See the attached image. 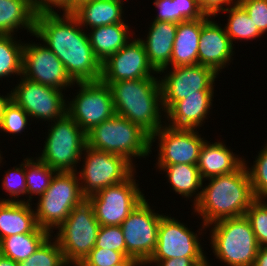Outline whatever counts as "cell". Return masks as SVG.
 Returning <instances> with one entry per match:
<instances>
[{
	"label": "cell",
	"mask_w": 267,
	"mask_h": 266,
	"mask_svg": "<svg viewBox=\"0 0 267 266\" xmlns=\"http://www.w3.org/2000/svg\"><path fill=\"white\" fill-rule=\"evenodd\" d=\"M63 15L37 14L33 35L60 59L74 83L99 81L102 63L93 52L88 34L71 13Z\"/></svg>",
	"instance_id": "1"
},
{
	"label": "cell",
	"mask_w": 267,
	"mask_h": 266,
	"mask_svg": "<svg viewBox=\"0 0 267 266\" xmlns=\"http://www.w3.org/2000/svg\"><path fill=\"white\" fill-rule=\"evenodd\" d=\"M208 179V186L194 196L193 208L203 218V229L222 219L244 216L256 200L245 162L236 171Z\"/></svg>",
	"instance_id": "2"
},
{
	"label": "cell",
	"mask_w": 267,
	"mask_h": 266,
	"mask_svg": "<svg viewBox=\"0 0 267 266\" xmlns=\"http://www.w3.org/2000/svg\"><path fill=\"white\" fill-rule=\"evenodd\" d=\"M104 84L111 90L115 115L139 125L150 136L162 127L160 110L162 108L163 111V107L158 78L121 80Z\"/></svg>",
	"instance_id": "3"
},
{
	"label": "cell",
	"mask_w": 267,
	"mask_h": 266,
	"mask_svg": "<svg viewBox=\"0 0 267 266\" xmlns=\"http://www.w3.org/2000/svg\"><path fill=\"white\" fill-rule=\"evenodd\" d=\"M86 137L90 148L121 155L132 164L133 157H145L152 152L150 135L118 115L95 126Z\"/></svg>",
	"instance_id": "4"
},
{
	"label": "cell",
	"mask_w": 267,
	"mask_h": 266,
	"mask_svg": "<svg viewBox=\"0 0 267 266\" xmlns=\"http://www.w3.org/2000/svg\"><path fill=\"white\" fill-rule=\"evenodd\" d=\"M213 224L210 244L216 258L229 266H253L260 246L246 216Z\"/></svg>",
	"instance_id": "5"
},
{
	"label": "cell",
	"mask_w": 267,
	"mask_h": 266,
	"mask_svg": "<svg viewBox=\"0 0 267 266\" xmlns=\"http://www.w3.org/2000/svg\"><path fill=\"white\" fill-rule=\"evenodd\" d=\"M77 176L76 172H56L50 186L39 197L34 211L36 221L50 234L51 229L58 228L70 212L86 199Z\"/></svg>",
	"instance_id": "6"
},
{
	"label": "cell",
	"mask_w": 267,
	"mask_h": 266,
	"mask_svg": "<svg viewBox=\"0 0 267 266\" xmlns=\"http://www.w3.org/2000/svg\"><path fill=\"white\" fill-rule=\"evenodd\" d=\"M99 229L93 205L86 198L58 227L55 238L69 266H78L94 249Z\"/></svg>",
	"instance_id": "7"
},
{
	"label": "cell",
	"mask_w": 267,
	"mask_h": 266,
	"mask_svg": "<svg viewBox=\"0 0 267 266\" xmlns=\"http://www.w3.org/2000/svg\"><path fill=\"white\" fill-rule=\"evenodd\" d=\"M49 131L38 159L57 172H77L75 166L87 145L86 133L67 113L56 119Z\"/></svg>",
	"instance_id": "8"
},
{
	"label": "cell",
	"mask_w": 267,
	"mask_h": 266,
	"mask_svg": "<svg viewBox=\"0 0 267 266\" xmlns=\"http://www.w3.org/2000/svg\"><path fill=\"white\" fill-rule=\"evenodd\" d=\"M83 169L79 171L82 194L88 198L101 189L124 182L133 173V164L125 157L84 147ZM84 183V184H83Z\"/></svg>",
	"instance_id": "9"
},
{
	"label": "cell",
	"mask_w": 267,
	"mask_h": 266,
	"mask_svg": "<svg viewBox=\"0 0 267 266\" xmlns=\"http://www.w3.org/2000/svg\"><path fill=\"white\" fill-rule=\"evenodd\" d=\"M134 178L133 173L124 182L101 189L87 198L100 226H120L145 199Z\"/></svg>",
	"instance_id": "10"
},
{
	"label": "cell",
	"mask_w": 267,
	"mask_h": 266,
	"mask_svg": "<svg viewBox=\"0 0 267 266\" xmlns=\"http://www.w3.org/2000/svg\"><path fill=\"white\" fill-rule=\"evenodd\" d=\"M160 80L163 111L167 112L177 101L191 95H214L213 83L217 73L205 65L172 67Z\"/></svg>",
	"instance_id": "11"
},
{
	"label": "cell",
	"mask_w": 267,
	"mask_h": 266,
	"mask_svg": "<svg viewBox=\"0 0 267 266\" xmlns=\"http://www.w3.org/2000/svg\"><path fill=\"white\" fill-rule=\"evenodd\" d=\"M80 91L68 102L67 114L87 134L95 126L115 115L109 86L101 80L76 82Z\"/></svg>",
	"instance_id": "12"
},
{
	"label": "cell",
	"mask_w": 267,
	"mask_h": 266,
	"mask_svg": "<svg viewBox=\"0 0 267 266\" xmlns=\"http://www.w3.org/2000/svg\"><path fill=\"white\" fill-rule=\"evenodd\" d=\"M160 215L151 210L144 199L121 223L126 245V257H133L144 265L153 255L158 238Z\"/></svg>",
	"instance_id": "13"
},
{
	"label": "cell",
	"mask_w": 267,
	"mask_h": 266,
	"mask_svg": "<svg viewBox=\"0 0 267 266\" xmlns=\"http://www.w3.org/2000/svg\"><path fill=\"white\" fill-rule=\"evenodd\" d=\"M20 77L21 81L11 91L10 97L30 117L54 122L67 113L62 90L31 81L22 75Z\"/></svg>",
	"instance_id": "14"
},
{
	"label": "cell",
	"mask_w": 267,
	"mask_h": 266,
	"mask_svg": "<svg viewBox=\"0 0 267 266\" xmlns=\"http://www.w3.org/2000/svg\"><path fill=\"white\" fill-rule=\"evenodd\" d=\"M199 238L174 217L163 215L159 223L157 246L148 261L191 258L196 264L206 259Z\"/></svg>",
	"instance_id": "15"
},
{
	"label": "cell",
	"mask_w": 267,
	"mask_h": 266,
	"mask_svg": "<svg viewBox=\"0 0 267 266\" xmlns=\"http://www.w3.org/2000/svg\"><path fill=\"white\" fill-rule=\"evenodd\" d=\"M158 137V165H197L203 138L194 129H176L162 126L150 136V146ZM155 139V140H154Z\"/></svg>",
	"instance_id": "16"
},
{
	"label": "cell",
	"mask_w": 267,
	"mask_h": 266,
	"mask_svg": "<svg viewBox=\"0 0 267 266\" xmlns=\"http://www.w3.org/2000/svg\"><path fill=\"white\" fill-rule=\"evenodd\" d=\"M151 72L157 74L148 61L142 40L135 38L102 62L100 80L103 83H112L155 77Z\"/></svg>",
	"instance_id": "17"
},
{
	"label": "cell",
	"mask_w": 267,
	"mask_h": 266,
	"mask_svg": "<svg viewBox=\"0 0 267 266\" xmlns=\"http://www.w3.org/2000/svg\"><path fill=\"white\" fill-rule=\"evenodd\" d=\"M22 76L59 90L75 84L60 59L45 45L35 43L24 44Z\"/></svg>",
	"instance_id": "18"
},
{
	"label": "cell",
	"mask_w": 267,
	"mask_h": 266,
	"mask_svg": "<svg viewBox=\"0 0 267 266\" xmlns=\"http://www.w3.org/2000/svg\"><path fill=\"white\" fill-rule=\"evenodd\" d=\"M233 56V45L218 23L208 20L201 29L198 47V64L214 69L217 73Z\"/></svg>",
	"instance_id": "19"
},
{
	"label": "cell",
	"mask_w": 267,
	"mask_h": 266,
	"mask_svg": "<svg viewBox=\"0 0 267 266\" xmlns=\"http://www.w3.org/2000/svg\"><path fill=\"white\" fill-rule=\"evenodd\" d=\"M178 24L169 21H153L147 40H142L148 61L157 73H163L170 65Z\"/></svg>",
	"instance_id": "20"
},
{
	"label": "cell",
	"mask_w": 267,
	"mask_h": 266,
	"mask_svg": "<svg viewBox=\"0 0 267 266\" xmlns=\"http://www.w3.org/2000/svg\"><path fill=\"white\" fill-rule=\"evenodd\" d=\"M209 17L205 15L203 18L178 23L170 60L173 67L198 64L201 29Z\"/></svg>",
	"instance_id": "21"
},
{
	"label": "cell",
	"mask_w": 267,
	"mask_h": 266,
	"mask_svg": "<svg viewBox=\"0 0 267 266\" xmlns=\"http://www.w3.org/2000/svg\"><path fill=\"white\" fill-rule=\"evenodd\" d=\"M30 204L12 198L0 200V241L7 236L32 233L38 227Z\"/></svg>",
	"instance_id": "22"
},
{
	"label": "cell",
	"mask_w": 267,
	"mask_h": 266,
	"mask_svg": "<svg viewBox=\"0 0 267 266\" xmlns=\"http://www.w3.org/2000/svg\"><path fill=\"white\" fill-rule=\"evenodd\" d=\"M208 143L204 141L197 164L202 180L236 171L246 162L235 156L222 142Z\"/></svg>",
	"instance_id": "23"
},
{
	"label": "cell",
	"mask_w": 267,
	"mask_h": 266,
	"mask_svg": "<svg viewBox=\"0 0 267 266\" xmlns=\"http://www.w3.org/2000/svg\"><path fill=\"white\" fill-rule=\"evenodd\" d=\"M213 95H191L177 101L165 114L171 122L167 125L176 129H196L209 115Z\"/></svg>",
	"instance_id": "24"
},
{
	"label": "cell",
	"mask_w": 267,
	"mask_h": 266,
	"mask_svg": "<svg viewBox=\"0 0 267 266\" xmlns=\"http://www.w3.org/2000/svg\"><path fill=\"white\" fill-rule=\"evenodd\" d=\"M123 4L115 0H86L79 3L71 14L78 20L81 27L96 28L124 23L122 20Z\"/></svg>",
	"instance_id": "25"
},
{
	"label": "cell",
	"mask_w": 267,
	"mask_h": 266,
	"mask_svg": "<svg viewBox=\"0 0 267 266\" xmlns=\"http://www.w3.org/2000/svg\"><path fill=\"white\" fill-rule=\"evenodd\" d=\"M91 31L88 34L90 45L101 63L131 41L126 23L99 26Z\"/></svg>",
	"instance_id": "26"
},
{
	"label": "cell",
	"mask_w": 267,
	"mask_h": 266,
	"mask_svg": "<svg viewBox=\"0 0 267 266\" xmlns=\"http://www.w3.org/2000/svg\"><path fill=\"white\" fill-rule=\"evenodd\" d=\"M35 17L29 0H0V34L14 35V29L25 27L33 35Z\"/></svg>",
	"instance_id": "27"
},
{
	"label": "cell",
	"mask_w": 267,
	"mask_h": 266,
	"mask_svg": "<svg viewBox=\"0 0 267 266\" xmlns=\"http://www.w3.org/2000/svg\"><path fill=\"white\" fill-rule=\"evenodd\" d=\"M51 234L37 227L32 233L7 236L0 241V254L17 263L29 258Z\"/></svg>",
	"instance_id": "28"
},
{
	"label": "cell",
	"mask_w": 267,
	"mask_h": 266,
	"mask_svg": "<svg viewBox=\"0 0 267 266\" xmlns=\"http://www.w3.org/2000/svg\"><path fill=\"white\" fill-rule=\"evenodd\" d=\"M158 168L166 172L172 189L183 197H192L199 188L203 187L204 180L200 177L197 165H158Z\"/></svg>",
	"instance_id": "29"
},
{
	"label": "cell",
	"mask_w": 267,
	"mask_h": 266,
	"mask_svg": "<svg viewBox=\"0 0 267 266\" xmlns=\"http://www.w3.org/2000/svg\"><path fill=\"white\" fill-rule=\"evenodd\" d=\"M229 12V19L225 31L232 43L233 40H252L262 35L245 9L236 1L232 7H227L222 12Z\"/></svg>",
	"instance_id": "30"
},
{
	"label": "cell",
	"mask_w": 267,
	"mask_h": 266,
	"mask_svg": "<svg viewBox=\"0 0 267 266\" xmlns=\"http://www.w3.org/2000/svg\"><path fill=\"white\" fill-rule=\"evenodd\" d=\"M14 39L12 35L0 34V78L22 75L24 43Z\"/></svg>",
	"instance_id": "31"
},
{
	"label": "cell",
	"mask_w": 267,
	"mask_h": 266,
	"mask_svg": "<svg viewBox=\"0 0 267 266\" xmlns=\"http://www.w3.org/2000/svg\"><path fill=\"white\" fill-rule=\"evenodd\" d=\"M56 172L40 159L36 158V161H34L32 158H26V194L31 196L25 202L29 203L31 201L32 194L41 196L50 186Z\"/></svg>",
	"instance_id": "32"
},
{
	"label": "cell",
	"mask_w": 267,
	"mask_h": 266,
	"mask_svg": "<svg viewBox=\"0 0 267 266\" xmlns=\"http://www.w3.org/2000/svg\"><path fill=\"white\" fill-rule=\"evenodd\" d=\"M49 236L40 247L19 266H67L57 240L51 243Z\"/></svg>",
	"instance_id": "33"
},
{
	"label": "cell",
	"mask_w": 267,
	"mask_h": 266,
	"mask_svg": "<svg viewBox=\"0 0 267 266\" xmlns=\"http://www.w3.org/2000/svg\"><path fill=\"white\" fill-rule=\"evenodd\" d=\"M259 246H267V202L256 199L245 213Z\"/></svg>",
	"instance_id": "34"
},
{
	"label": "cell",
	"mask_w": 267,
	"mask_h": 266,
	"mask_svg": "<svg viewBox=\"0 0 267 266\" xmlns=\"http://www.w3.org/2000/svg\"><path fill=\"white\" fill-rule=\"evenodd\" d=\"M260 151L258 158L254 161V167L248 168L252 191L255 199H265L267 197V144Z\"/></svg>",
	"instance_id": "35"
},
{
	"label": "cell",
	"mask_w": 267,
	"mask_h": 266,
	"mask_svg": "<svg viewBox=\"0 0 267 266\" xmlns=\"http://www.w3.org/2000/svg\"><path fill=\"white\" fill-rule=\"evenodd\" d=\"M29 118L30 116L20 106L10 100L4 108L0 130L10 134L21 133Z\"/></svg>",
	"instance_id": "36"
},
{
	"label": "cell",
	"mask_w": 267,
	"mask_h": 266,
	"mask_svg": "<svg viewBox=\"0 0 267 266\" xmlns=\"http://www.w3.org/2000/svg\"><path fill=\"white\" fill-rule=\"evenodd\" d=\"M94 248L118 251L126 257V245L121 226H100Z\"/></svg>",
	"instance_id": "37"
},
{
	"label": "cell",
	"mask_w": 267,
	"mask_h": 266,
	"mask_svg": "<svg viewBox=\"0 0 267 266\" xmlns=\"http://www.w3.org/2000/svg\"><path fill=\"white\" fill-rule=\"evenodd\" d=\"M14 169V170H13ZM6 171V176L2 182L4 190L9 192L13 198H18L27 193L26 187V159L19 167Z\"/></svg>",
	"instance_id": "38"
},
{
	"label": "cell",
	"mask_w": 267,
	"mask_h": 266,
	"mask_svg": "<svg viewBox=\"0 0 267 266\" xmlns=\"http://www.w3.org/2000/svg\"><path fill=\"white\" fill-rule=\"evenodd\" d=\"M126 257L118 251L94 248L78 266H113Z\"/></svg>",
	"instance_id": "39"
},
{
	"label": "cell",
	"mask_w": 267,
	"mask_h": 266,
	"mask_svg": "<svg viewBox=\"0 0 267 266\" xmlns=\"http://www.w3.org/2000/svg\"><path fill=\"white\" fill-rule=\"evenodd\" d=\"M259 31H267V0H237Z\"/></svg>",
	"instance_id": "40"
},
{
	"label": "cell",
	"mask_w": 267,
	"mask_h": 266,
	"mask_svg": "<svg viewBox=\"0 0 267 266\" xmlns=\"http://www.w3.org/2000/svg\"><path fill=\"white\" fill-rule=\"evenodd\" d=\"M177 24L187 20H196L205 15L200 10L198 0H176Z\"/></svg>",
	"instance_id": "41"
},
{
	"label": "cell",
	"mask_w": 267,
	"mask_h": 266,
	"mask_svg": "<svg viewBox=\"0 0 267 266\" xmlns=\"http://www.w3.org/2000/svg\"><path fill=\"white\" fill-rule=\"evenodd\" d=\"M154 4L160 11L154 21H169L177 23L176 0H155Z\"/></svg>",
	"instance_id": "42"
},
{
	"label": "cell",
	"mask_w": 267,
	"mask_h": 266,
	"mask_svg": "<svg viewBox=\"0 0 267 266\" xmlns=\"http://www.w3.org/2000/svg\"><path fill=\"white\" fill-rule=\"evenodd\" d=\"M35 14L56 13L53 7L61 8L68 13V0H29Z\"/></svg>",
	"instance_id": "43"
},
{
	"label": "cell",
	"mask_w": 267,
	"mask_h": 266,
	"mask_svg": "<svg viewBox=\"0 0 267 266\" xmlns=\"http://www.w3.org/2000/svg\"><path fill=\"white\" fill-rule=\"evenodd\" d=\"M233 3V0H198L200 10L210 18L212 15L215 17L219 11H224L226 8L223 5L232 6L230 4Z\"/></svg>",
	"instance_id": "44"
},
{
	"label": "cell",
	"mask_w": 267,
	"mask_h": 266,
	"mask_svg": "<svg viewBox=\"0 0 267 266\" xmlns=\"http://www.w3.org/2000/svg\"><path fill=\"white\" fill-rule=\"evenodd\" d=\"M156 263L157 266H195L196 263L188 257L170 258L162 261H147L144 265Z\"/></svg>",
	"instance_id": "45"
},
{
	"label": "cell",
	"mask_w": 267,
	"mask_h": 266,
	"mask_svg": "<svg viewBox=\"0 0 267 266\" xmlns=\"http://www.w3.org/2000/svg\"><path fill=\"white\" fill-rule=\"evenodd\" d=\"M253 266H267V246L259 247Z\"/></svg>",
	"instance_id": "46"
},
{
	"label": "cell",
	"mask_w": 267,
	"mask_h": 266,
	"mask_svg": "<svg viewBox=\"0 0 267 266\" xmlns=\"http://www.w3.org/2000/svg\"><path fill=\"white\" fill-rule=\"evenodd\" d=\"M10 100H11L10 93L7 94V96H5V97L3 95L2 96L0 95V127L2 124V117H3V113H4V108Z\"/></svg>",
	"instance_id": "47"
},
{
	"label": "cell",
	"mask_w": 267,
	"mask_h": 266,
	"mask_svg": "<svg viewBox=\"0 0 267 266\" xmlns=\"http://www.w3.org/2000/svg\"><path fill=\"white\" fill-rule=\"evenodd\" d=\"M142 264L133 257H126L121 263L113 266H141Z\"/></svg>",
	"instance_id": "48"
},
{
	"label": "cell",
	"mask_w": 267,
	"mask_h": 266,
	"mask_svg": "<svg viewBox=\"0 0 267 266\" xmlns=\"http://www.w3.org/2000/svg\"><path fill=\"white\" fill-rule=\"evenodd\" d=\"M0 266H19V263L0 254Z\"/></svg>",
	"instance_id": "49"
},
{
	"label": "cell",
	"mask_w": 267,
	"mask_h": 266,
	"mask_svg": "<svg viewBox=\"0 0 267 266\" xmlns=\"http://www.w3.org/2000/svg\"><path fill=\"white\" fill-rule=\"evenodd\" d=\"M195 266H211V265L207 262V259H204L203 261L197 263Z\"/></svg>",
	"instance_id": "50"
}]
</instances>
